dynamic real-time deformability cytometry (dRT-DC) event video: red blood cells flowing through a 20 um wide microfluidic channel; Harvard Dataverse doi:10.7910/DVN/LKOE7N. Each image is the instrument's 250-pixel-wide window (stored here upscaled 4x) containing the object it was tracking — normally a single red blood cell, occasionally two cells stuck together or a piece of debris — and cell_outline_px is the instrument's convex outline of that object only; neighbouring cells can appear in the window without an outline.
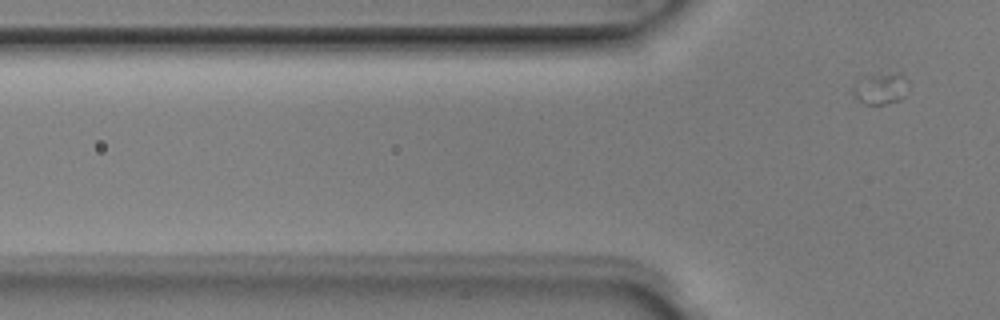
{"species": "Egyptian fruit bat (a non-hibernating species)", "species_latin": "Rousettus aegyptiacus", "temperature_condition": "room temperature", "stored_images_in_passage": 6, "segment_of_instrument_passage": [2, 2], "camera_frame_rate_fps": 3000, "um_per_image_px": 0.085, "animal": {"sex": "male"}, "frame": {"image": 1, "passage_image": 6, "time_ms": 1.667, "image_size_px": [1000, 320], "cell_outline_px": [[908, 88], [904, 96], [900, 100], [884, 104], [864, 104], [852, 96], [852, 84], [864, 76], [896, 72], [900, 72], [908, 80]], "centroid_in_image_um": [74.84, 7.52], "position_along_channel_um": 51.0, "area_um2": 10.46}}